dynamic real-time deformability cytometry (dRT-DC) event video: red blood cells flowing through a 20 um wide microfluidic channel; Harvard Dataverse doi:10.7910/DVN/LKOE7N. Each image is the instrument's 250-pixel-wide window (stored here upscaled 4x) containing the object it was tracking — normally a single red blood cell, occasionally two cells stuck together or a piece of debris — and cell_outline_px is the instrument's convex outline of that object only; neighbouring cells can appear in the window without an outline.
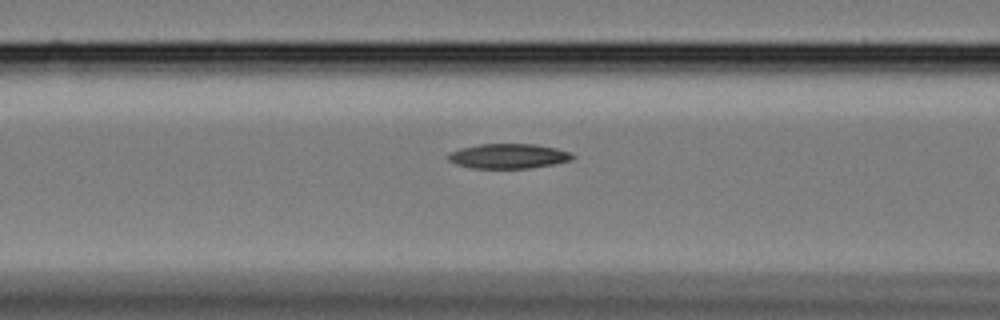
{"species": "Egyptian fruit bat (a non-hibernating species)", "species_latin": "Rousettus aegyptiacus", "temperature_condition": "cold", "stored_images_in_passage": 17, "camera_frame_rate_fps": 3000, "um_per_image_px": 0.085, "animal": {"sex": "female"}, "frame": {"image": 1, "passage_image": 15, "time_ms": 4.667, "image_size_px": [1000, 320], "cell_outline_px": [[576, 156], [572, 160], [552, 164], [528, 168], [468, 168], [456, 164], [448, 160], [448, 152], [460, 148], [480, 144], [536, 144], [556, 148], [568, 152]], "centroid_in_image_um": [43.18, 13.27], "position_along_channel_um": 123.4, "area_um2": 17.98}}